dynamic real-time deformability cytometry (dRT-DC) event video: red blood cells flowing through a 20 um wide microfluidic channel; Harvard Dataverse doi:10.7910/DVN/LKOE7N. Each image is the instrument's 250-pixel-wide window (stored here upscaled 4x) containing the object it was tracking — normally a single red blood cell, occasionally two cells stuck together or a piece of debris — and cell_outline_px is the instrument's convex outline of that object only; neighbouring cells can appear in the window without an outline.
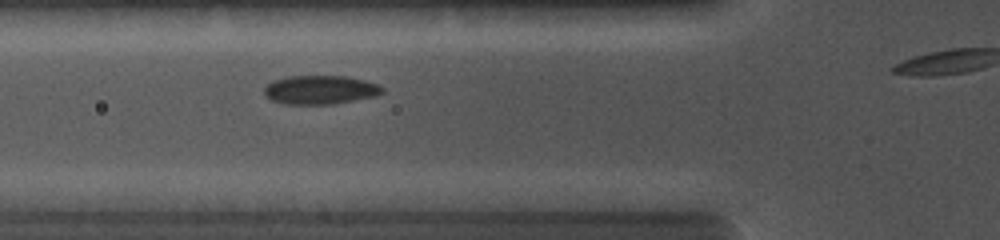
{"species": "common noctule bat (a hibernating species)", "species_latin": "Nyctalus noctula", "temperature_condition": "cold", "stored_images_in_passage": 9, "camera_frame_rate_fps": 5000, "um_per_image_px": 0.085, "animal": {"sex": "female", "body_mass_g": 19.0, "forearm_length_mm": 56.7}, "frame": {"image": 1, "passage_image": 6, "time_ms": 2.6, "image_size_px": [1000, 240], "cell_outline_px": [[384, 92], [372, 96], [332, 104], [284, 104], [272, 100], [264, 92], [264, 88], [272, 80], [288, 76], [344, 76], [364, 80], [376, 84], [384, 88]], "centroid_in_image_um": [27.18, 7.63], "position_along_channel_um": 98.6, "area_um2": 19.54}}